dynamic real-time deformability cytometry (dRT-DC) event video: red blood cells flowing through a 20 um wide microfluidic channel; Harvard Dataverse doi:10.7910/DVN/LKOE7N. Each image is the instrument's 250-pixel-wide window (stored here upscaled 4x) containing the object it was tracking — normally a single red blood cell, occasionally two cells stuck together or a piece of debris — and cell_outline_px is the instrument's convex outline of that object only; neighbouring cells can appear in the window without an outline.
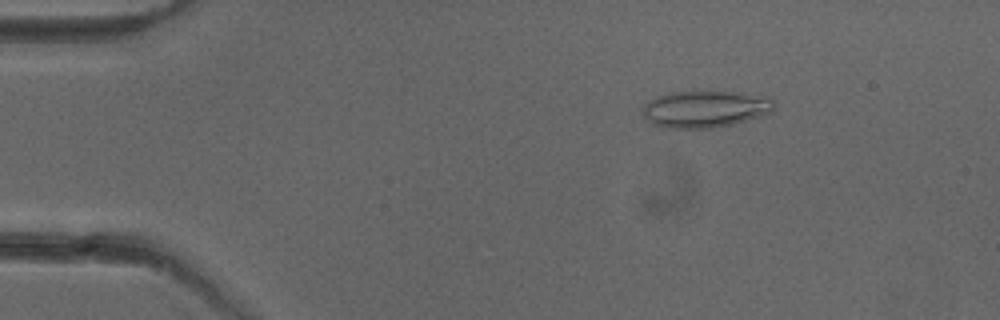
{"species": "common noctule bat (a hibernating species)", "species_latin": "Nyctalus noctula", "temperature_condition": "cold", "stored_images_in_passage": 51, "camera_frame_rate_fps": 3000, "um_per_image_px": 0.085, "animal": {"sex": "female"}, "frame": {"image": 1, "passage_image": 8, "time_ms": 2.333, "image_size_px": [1000, 320], "cell_outline_px": [[772, 112], [764, 116], [732, 124], [712, 128], [668, 128], [652, 124], [644, 116], [640, 108], [648, 100], [656, 96], [668, 92], [696, 88], [772, 96]], "centroid_in_image_um": [59.91, 9.21], "position_along_channel_um": 25.1, "area_um2": 29.42}}
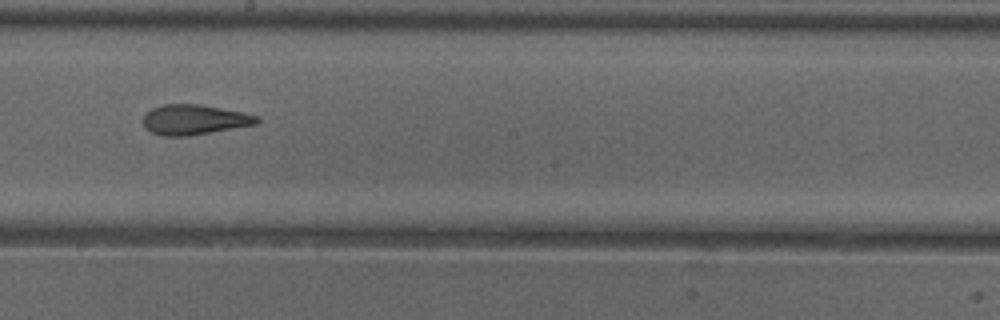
{"frame": {"image": 2, "passage_image": 29, "time_ms": 9.333, "image_size_px": [1000, 320], "cell_outline_px": [[260, 120], [256, 124], [184, 136], [160, 136], [144, 128], [144, 112], [152, 108], [164, 104], [200, 104], [244, 112], [260, 116]], "centroid_in_image_um": [16.49, 10.15], "position_along_channel_um": 231.7, "area_um2": 19.88}}
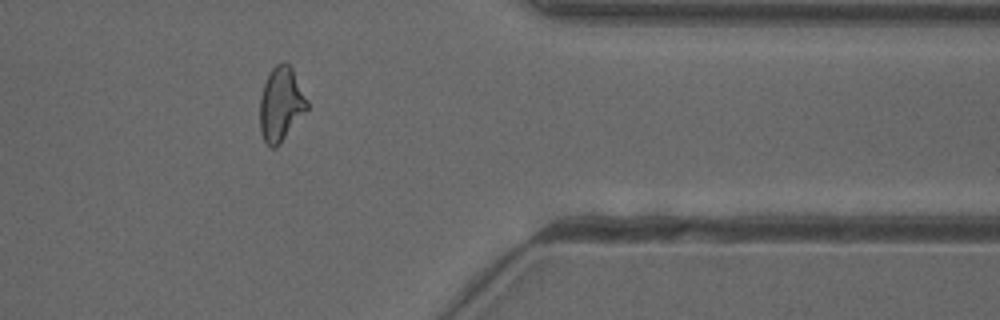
{"frame": {"image": 3, "passage_image": 42, "time_ms": 13.667, "image_size_px": [1000, 320], "cell_outline_px": [[308, 108], [280, 144], [276, 148], [272, 148], [264, 140], [260, 132], [260, 96], [268, 72], [280, 60], [284, 60], [292, 68], [308, 100]], "centroid_in_image_um": [23.87, 8.82], "position_along_channel_um": 387.5, "area_um2": 20.52}, "authors_computed_cell_mechanics": {"area_um2": 20.6346, "velocity_mm_per_s": 3.9792, "shape_relaxation_time_tau1_ms": null, "shape_relaxation_time_tau2_ms": 1.4218, "deformation_change_tau1": null, "deformation_change_tau2": 0.0934}}